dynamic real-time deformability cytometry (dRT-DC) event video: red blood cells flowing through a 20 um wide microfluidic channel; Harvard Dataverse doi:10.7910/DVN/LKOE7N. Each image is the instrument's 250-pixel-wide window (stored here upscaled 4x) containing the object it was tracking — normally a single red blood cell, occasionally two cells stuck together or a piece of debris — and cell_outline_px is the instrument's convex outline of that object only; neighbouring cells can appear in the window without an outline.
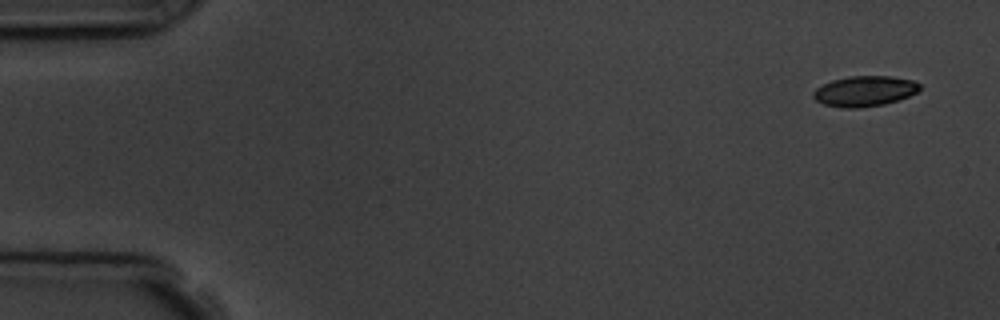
{"species": "common noctule bat (a hibernating species)", "species_latin": "Nyctalus noctula", "temperature_condition": "room temperature", "stored_images_in_passage": 6, "camera_frame_rate_fps": 3000, "um_per_image_px": 0.085, "animal": {"sex": "male", "body_mass_g": 19.5, "forearm_length_mm": 54.6}, "frame": {"image": 1, "passage_image": 1, "time_ms": 0.0, "image_size_px": [1000, 320], "cell_outline_px": [[920, 88], [916, 92], [908, 96], [884, 104], [856, 108], [844, 108], [824, 104], [816, 100], [812, 96], [812, 92], [816, 88], [832, 80], [848, 76], [892, 76], [916, 80], [920, 84]], "centroid_in_image_um": [73.49, 7.73], "position_along_channel_um": 11.5, "area_um2": 18.84}}